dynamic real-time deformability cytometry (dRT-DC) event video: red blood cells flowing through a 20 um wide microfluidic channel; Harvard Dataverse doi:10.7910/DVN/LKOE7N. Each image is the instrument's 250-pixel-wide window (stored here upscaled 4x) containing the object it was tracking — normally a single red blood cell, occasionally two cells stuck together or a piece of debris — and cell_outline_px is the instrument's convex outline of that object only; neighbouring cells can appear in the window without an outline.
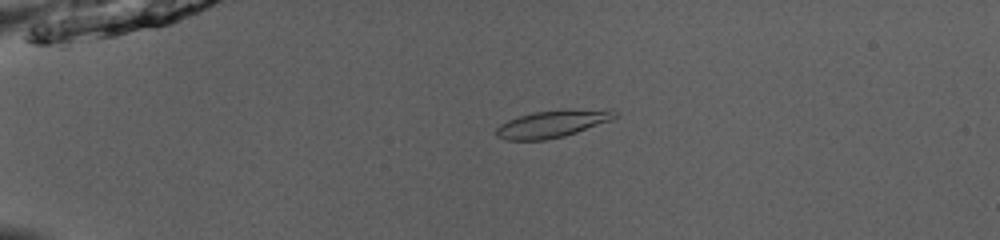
{"species": "common noctule bat (a hibernating species)", "species_latin": "Nyctalus noctula", "temperature_condition": "room temperature", "stored_images_in_passage": 53, "camera_frame_rate_fps": 3000, "um_per_image_px": 0.085, "animal": {"sex": "male", "body_mass_g": 13.0, "forearm_length_mm": 53.1}, "frame": {"image": 1, "passage_image": 14, "time_ms": 4.333, "image_size_px": [1000, 240], "cell_outline_px": [[620, 116], [612, 120], [564, 136], [544, 140], [504, 140], [496, 136], [496, 128], [500, 124], [508, 120], [520, 116], [536, 112], [612, 108], [620, 112]], "centroid_in_image_um": [47.02, 10.53], "position_along_channel_um": 38.0, "area_um2": 18.73}}
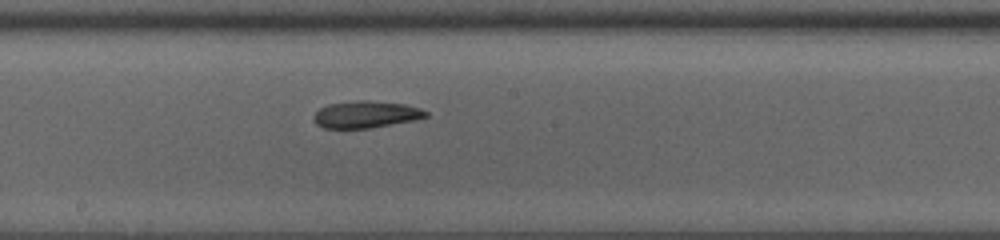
{"frame": {"image": 2, "passage_image": 31, "time_ms": 10.0, "image_size_px": [1000, 240], "cell_outline_px": [[428, 116], [412, 120], [368, 128], [324, 128], [316, 124], [312, 120], [312, 116], [320, 108], [328, 104], [356, 100], [368, 100], [404, 104], [420, 108], [428, 112]], "centroid_in_image_um": [31.05, 9.72], "position_along_channel_um": 217.2, "area_um2": 17.51}}
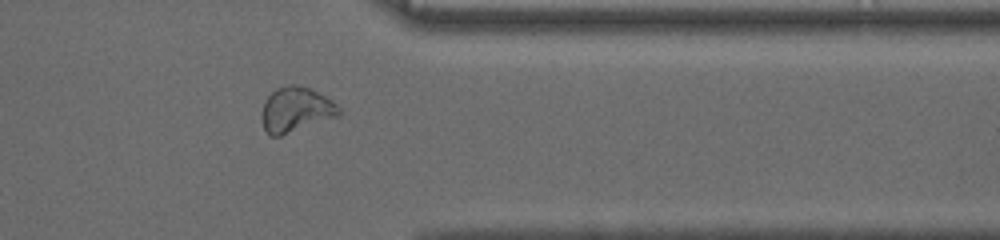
{"frame": {"image": 3, "passage_image": 44, "time_ms": 14.333, "image_size_px": [1000, 240], "cell_outline_px": [[340, 116], [280, 136], [272, 136], [264, 128], [260, 116], [264, 100], [276, 88], [288, 84], [292, 84], [308, 88], [332, 100], [340, 108]], "centroid_in_image_um": [25.13, 9.33], "position_along_channel_um": 386.3, "area_um2": 20.23}, "authors_computed_cell_mechanics": {"area_um2": 18.7272, "velocity_mm_per_s": 3.9845, "shape_relaxation_time_tau1_ms": null, "shape_relaxation_time_tau2_ms": 5.7167, "deformation_change_tau1": null, "deformation_change_tau2": 0.1113}}